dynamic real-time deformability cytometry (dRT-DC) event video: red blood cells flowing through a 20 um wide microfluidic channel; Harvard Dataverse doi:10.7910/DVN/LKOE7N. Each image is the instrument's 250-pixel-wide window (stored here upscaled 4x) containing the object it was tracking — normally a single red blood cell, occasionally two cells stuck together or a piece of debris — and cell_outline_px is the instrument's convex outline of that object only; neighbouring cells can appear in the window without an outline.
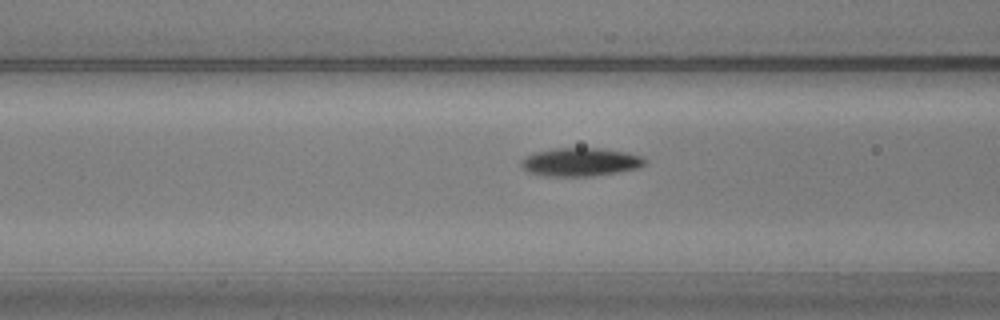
{"species": "common noctule bat (a hibernating species)", "species_latin": "Nyctalus noctula", "temperature_condition": "warm", "stored_images_in_passage": 45, "camera_frame_rate_fps": 3000, "um_per_image_px": 0.085, "animal": {"sex": "male", "body_mass_g": 20.5, "forearm_length_mm": 52.5}, "frame": {"image": 1, "passage_image": 10, "time_ms": 3.0, "image_size_px": [1000, 320], "cell_outline_px": [[648, 160], [644, 164], [636, 168], [616, 172], [592, 176], [544, 176], [528, 172], [520, 164], [520, 160], [536, 152], [552, 148], [600, 148], [628, 152], [644, 156]], "centroid_in_image_um": [49.35, 13.76], "position_along_channel_um": 117.2, "area_um2": 20.46}}
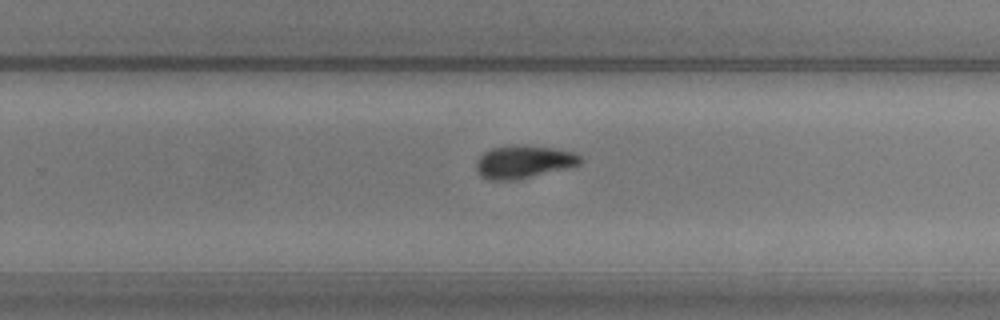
{"frame": {"image": 2, "passage_image": 24, "time_ms": 7.667, "image_size_px": [1000, 320], "cell_outline_px": [[584, 160], [580, 164], [516, 180], [488, 180], [480, 176], [476, 172], [476, 160], [484, 152], [492, 148], [508, 144], [520, 144], [552, 148], [572, 152], [580, 156]], "centroid_in_image_um": [44.44, 13.74], "position_along_channel_um": 285.4, "area_um2": 20.0}}
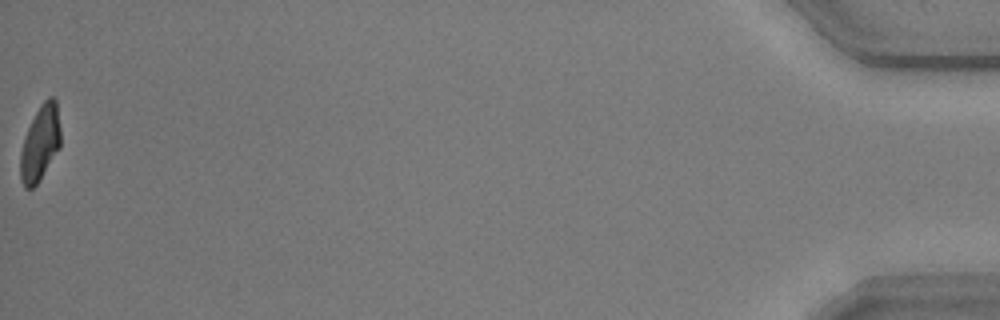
{"frame": {"image": 3, "passage_image": 45, "time_ms": 14.667, "image_size_px": [1000, 320], "cell_outline_px": [[60, 148], [36, 184], [32, 188], [24, 188], [20, 180], [20, 152], [28, 128], [40, 104], [48, 96], [52, 96], [56, 100], [60, 128]], "centroid_in_image_um": [3.41, 12.16], "position_along_channel_um": 431.8, "area_um2": 17.51}, "authors_computed_cell_mechanics": {"area_um2": 19.652, "velocity_mm_per_s": 3.6045, "shape_relaxation_time_tau1_ms": 3.4094, "shape_relaxation_time_tau2_ms": 5.8235, "deformation_change_tau1": 0.1328, "deformation_change_tau2": 0.1096}}